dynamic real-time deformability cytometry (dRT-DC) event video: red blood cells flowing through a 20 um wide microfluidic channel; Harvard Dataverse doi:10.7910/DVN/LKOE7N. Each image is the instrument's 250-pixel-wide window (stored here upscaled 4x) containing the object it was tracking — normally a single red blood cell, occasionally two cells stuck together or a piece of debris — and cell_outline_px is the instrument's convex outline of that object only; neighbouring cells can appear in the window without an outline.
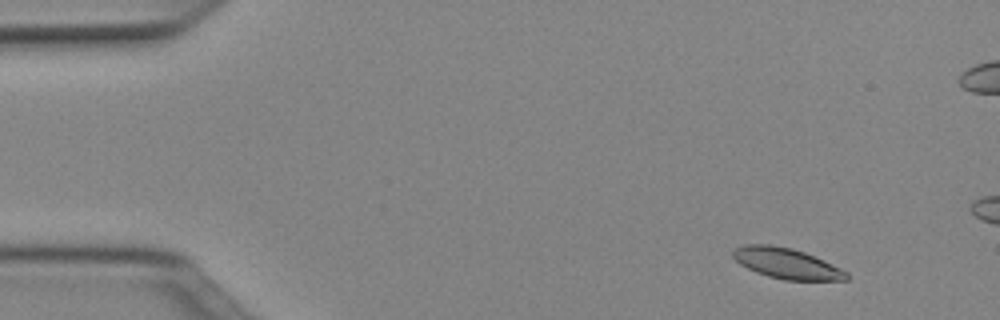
{"species": "Egyptian fruit bat (a non-hibernating species)", "species_latin": "Rousettus aegyptiacus", "temperature_condition": "cold", "stored_images_in_passage": 11, "camera_frame_rate_fps": 3000, "um_per_image_px": 0.085, "animal": {"sex": "female"}, "frame": {"image": 1, "passage_image": 2, "time_ms": 0.333, "image_size_px": [1000, 320], "cell_outline_px": [[848, 280], [784, 280], [768, 276], [756, 272], [740, 264], [732, 256], [732, 248], [744, 244], [772, 244], [792, 248], [804, 252], [824, 260], [848, 272]], "centroid_in_image_um": [66.83, 22.37], "position_along_channel_um": 18.2, "area_um2": 20.35}}